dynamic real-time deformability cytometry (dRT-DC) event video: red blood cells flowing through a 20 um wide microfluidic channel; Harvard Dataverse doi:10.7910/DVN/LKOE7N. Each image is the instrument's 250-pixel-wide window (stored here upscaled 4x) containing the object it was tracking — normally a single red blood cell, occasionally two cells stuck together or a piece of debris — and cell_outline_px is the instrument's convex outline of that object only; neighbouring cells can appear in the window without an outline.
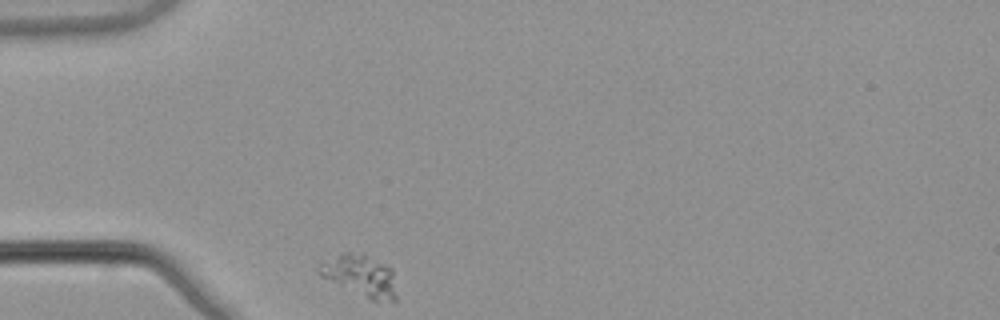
{"species": "common noctule bat (a hibernating species)", "species_latin": "Nyctalus noctula", "temperature_condition": "warm", "stored_images_in_passage": 32, "camera_frame_rate_fps": 3000, "um_per_image_px": 0.085, "animal": {"sex": "male", "body_mass_g": 21.5, "forearm_length_mm": 52.0}, "frame": {"image": 1, "passage_image": 1, "time_ms": 0.0, "image_size_px": [1000, 320], "cell_outline_px": [[396, 300], [372, 300], [320, 276], [320, 264], [340, 252], [360, 252], [392, 268], [396, 296]], "centroid_in_image_um": [30.64, 23.4], "position_along_channel_um": 54.4, "area_um2": 18.26}}
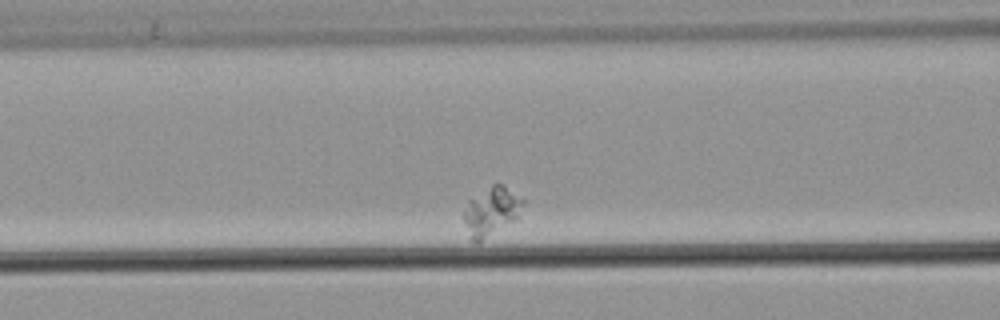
{"frame": {"image": 2, "passage_image": 9, "time_ms": 2.667, "image_size_px": [1000, 320], "cell_outline_px": [[524, 204], [516, 220], [476, 244], [468, 240], [464, 220], [464, 212], [468, 200], [492, 184], [504, 184], [524, 200]], "centroid_in_image_um": [41.75, 17.99], "position_along_channel_um": 124.9, "area_um2": 16.99}}
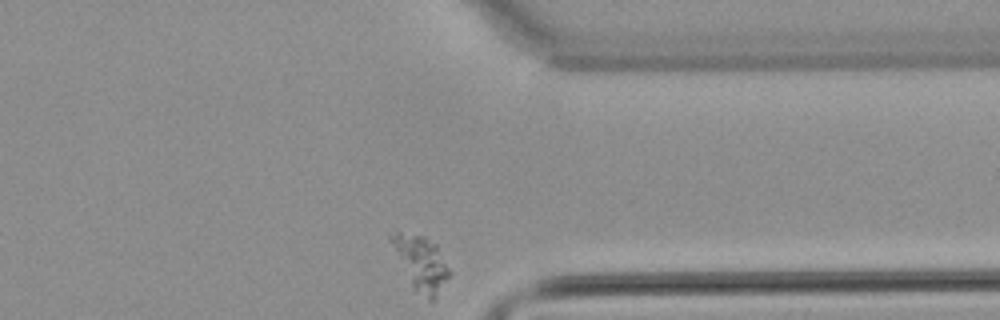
{"frame": {"image": 3, "passage_image": 32, "time_ms": 10.333, "image_size_px": [1000, 320], "cell_outline_px": [[448, 276], [436, 296], [432, 300], [428, 300], [412, 284], [388, 240], [388, 236], [396, 228], [424, 236], [436, 244], [448, 268]], "centroid_in_image_um": [35.71, 22.23], "position_along_channel_um": 375.7, "area_um2": 17.92}}